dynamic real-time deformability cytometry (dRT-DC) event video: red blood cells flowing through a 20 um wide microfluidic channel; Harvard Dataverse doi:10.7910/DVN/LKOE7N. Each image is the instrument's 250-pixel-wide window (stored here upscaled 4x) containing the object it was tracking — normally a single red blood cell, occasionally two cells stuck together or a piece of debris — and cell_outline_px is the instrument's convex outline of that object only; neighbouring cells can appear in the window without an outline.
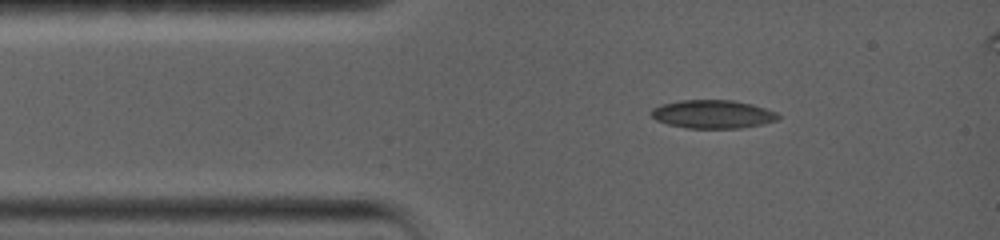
{"species": "common noctule bat (a hibernating species)", "species_latin": "Nyctalus noctula", "temperature_condition": "warm", "stored_images_in_passage": 32, "camera_frame_rate_fps": 5000, "um_per_image_px": 0.085, "animal": {"sex": "female", "body_mass_g": 19.0, "forearm_length_mm": 56.7}, "frame": {"image": 1, "passage_image": 3, "time_ms": 1.2, "image_size_px": [1000, 240], "cell_outline_px": [[780, 116], [776, 120], [760, 124], [740, 128], [688, 128], [668, 124], [656, 120], [652, 116], [652, 108], [660, 104], [680, 100], [732, 100], [752, 104], [776, 112]], "centroid_in_image_um": [60.55, 9.7], "position_along_channel_um": 24.4, "area_um2": 20.81}}
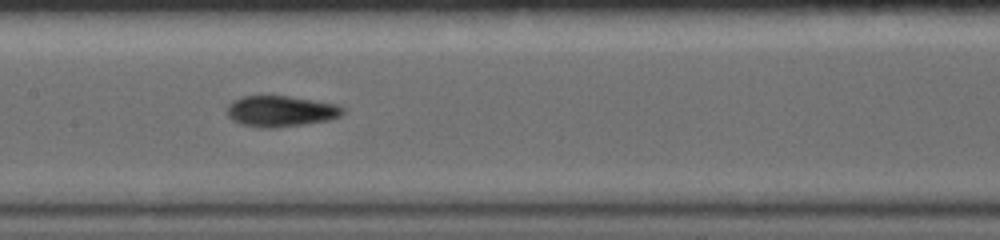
{"frame": {"image": 2, "passage_image": 12, "time_ms": 6.2, "image_size_px": [1000, 240], "cell_outline_px": [[344, 112], [340, 116], [328, 120], [304, 124], [276, 128], [260, 128], [240, 124], [232, 120], [228, 116], [228, 104], [232, 100], [240, 96], [288, 96], [336, 104], [344, 108]], "centroid_in_image_um": [23.83, 9.46], "position_along_channel_um": 183.6, "area_um2": 20.92}}
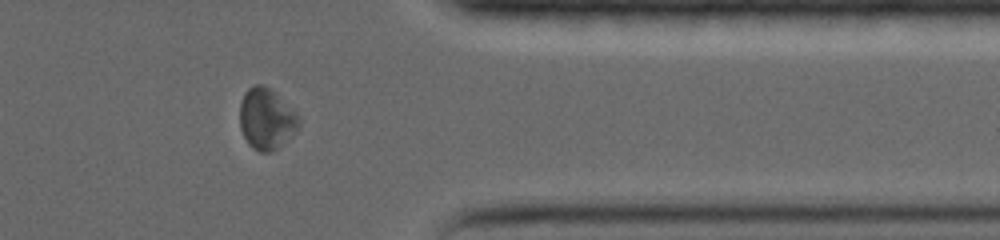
{"frame": {"image": 3, "passage_image": 23, "time_ms": 12.0, "image_size_px": [1000, 240], "cell_outline_px": [[300, 124], [296, 132], [272, 152], [260, 152], [252, 148], [248, 144], [240, 128], [240, 104], [244, 92], [248, 88], [256, 84], [264, 84], [276, 92], [300, 116]], "centroid_in_image_um": [22.65, 10.09], "position_along_channel_um": 388.7, "area_um2": 21.33}}